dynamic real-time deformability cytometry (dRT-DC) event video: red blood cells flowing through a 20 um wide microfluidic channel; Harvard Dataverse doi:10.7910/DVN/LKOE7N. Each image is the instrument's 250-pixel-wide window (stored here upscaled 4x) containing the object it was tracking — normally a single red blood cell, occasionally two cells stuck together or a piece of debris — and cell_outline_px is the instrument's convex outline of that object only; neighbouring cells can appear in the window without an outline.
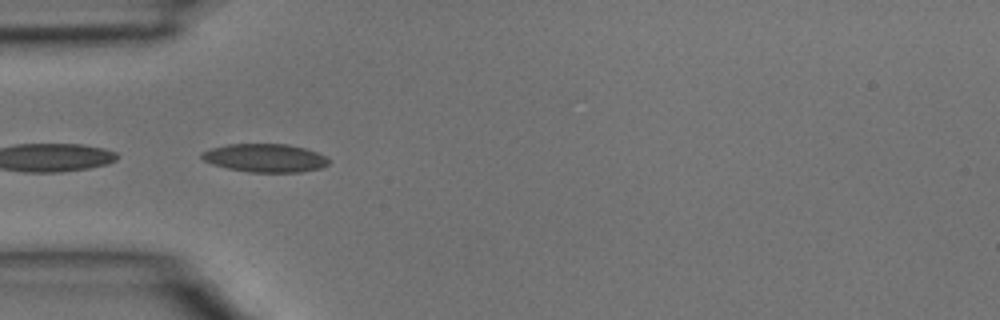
{"species": "common noctule bat (a hibernating species)", "species_latin": "Nyctalus noctula", "temperature_condition": "room temperature", "stored_images_in_passage": 2, "camera_frame_rate_fps": 3000, "um_per_image_px": 0.085, "animal": {"sex": "male", "body_mass_g": 15.6}, "frame": {"image": 1, "passage_image": 2, "time_ms": 0.333, "image_size_px": [1000, 320], "cell_outline_px": [[332, 160], [328, 164], [320, 168], [300, 172], [248, 172], [228, 168], [212, 164], [204, 160], [200, 156], [200, 152], [212, 148], [228, 144], [288, 144], [304, 148], [316, 152]], "centroid_in_image_um": [22.52, 13.42], "position_along_channel_um": 62.5, "area_um2": 20.92}}